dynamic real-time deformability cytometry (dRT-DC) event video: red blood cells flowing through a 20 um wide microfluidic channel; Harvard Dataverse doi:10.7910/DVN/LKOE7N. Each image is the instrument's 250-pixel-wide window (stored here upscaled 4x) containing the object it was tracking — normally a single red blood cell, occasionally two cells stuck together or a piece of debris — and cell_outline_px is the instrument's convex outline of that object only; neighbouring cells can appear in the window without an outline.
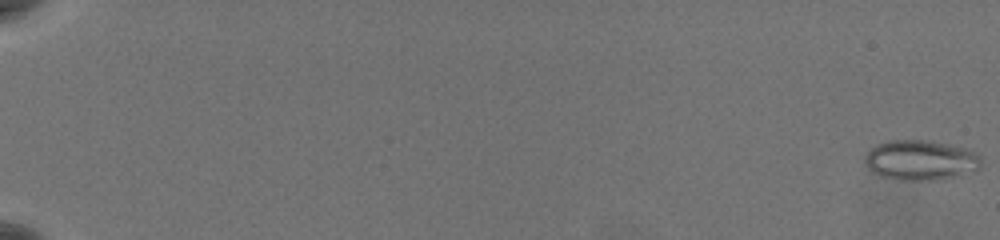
{"species": "common noctule bat (a hibernating species)", "species_latin": "Nyctalus noctula", "temperature_condition": "warm", "stored_images_in_passage": 60, "camera_frame_rate_fps": 3000, "um_per_image_px": 0.085, "animal": {"sex": "female", "body_mass_g": 19.5, "forearm_length_mm": 54.1}, "frame": {"image": 1, "passage_image": 1, "time_ms": 0.0, "image_size_px": [1000, 240], "cell_outline_px": [[980, 168], [932, 180], [900, 180], [880, 176], [872, 172], [864, 164], [864, 156], [876, 144], [888, 140], [932, 140], [968, 148], [976, 152], [980, 156]], "centroid_in_image_um": [78.19, 13.58], "position_along_channel_um": 6.8, "area_um2": 27.05}}
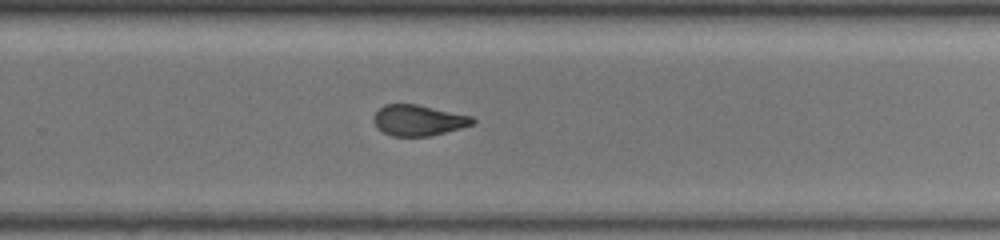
{"frame": {"image": 2, "passage_image": 43, "time_ms": 14.0, "image_size_px": [1000, 240], "cell_outline_px": [[476, 120], [472, 124], [460, 128], [432, 136], [392, 136], [376, 128], [372, 120], [372, 116], [384, 104], [416, 104], [472, 116]], "centroid_in_image_um": [35.52, 10.23], "position_along_channel_um": 294.3, "area_um2": 17.8}}
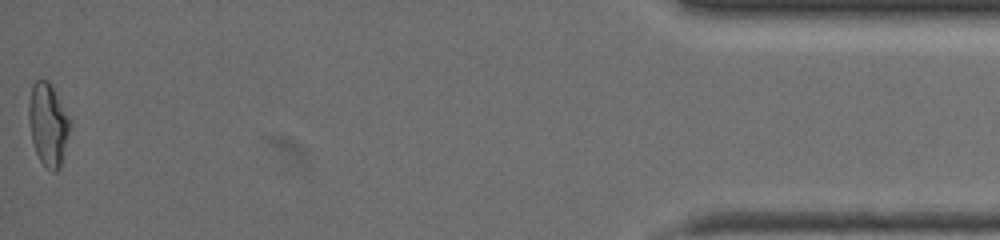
{"frame": {"image": 3, "passage_image": 60, "time_ms": 19.667, "image_size_px": [1000, 240], "cell_outline_px": [[68, 132], [60, 168], [56, 172], [52, 172], [40, 160], [36, 152], [32, 140], [28, 120], [28, 104], [32, 84], [36, 80], [48, 80], [68, 116]], "centroid_in_image_um": [4.04, 10.57], "position_along_channel_um": 431.2, "area_um2": 19.25}, "authors_computed_cell_mechanics": {"area_um2": 19.2763, "velocity_mm_per_s": 3.769, "shape_relaxation_time_tau1_ms": null, "shape_relaxation_time_tau2_ms": 1.8825, "deformation_change_tau1": null, "deformation_change_tau2": 0.083}}